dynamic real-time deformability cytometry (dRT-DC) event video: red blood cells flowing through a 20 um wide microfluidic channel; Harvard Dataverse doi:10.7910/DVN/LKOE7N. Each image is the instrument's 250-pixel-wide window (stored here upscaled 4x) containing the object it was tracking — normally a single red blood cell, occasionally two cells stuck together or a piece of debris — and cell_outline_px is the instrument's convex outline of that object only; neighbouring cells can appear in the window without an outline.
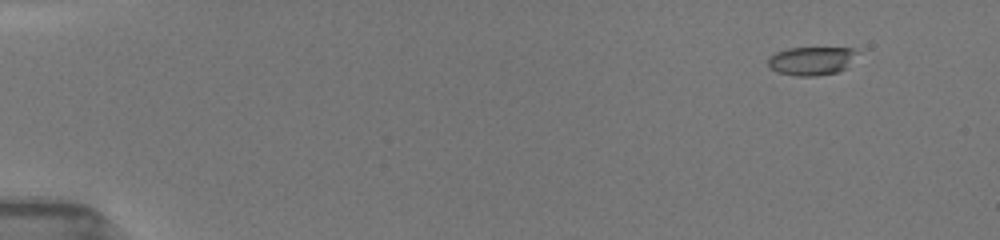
{"species": "common noctule bat (a hibernating species)", "species_latin": "Nyctalus noctula", "temperature_condition": "room temperature", "stored_images_in_passage": 7, "camera_frame_rate_fps": 3000, "um_per_image_px": 0.085, "animal": {"sex": "female", "body_mass_g": 19.5, "forearm_length_mm": 54.1}, "frame": {"image": 1, "passage_image": 3, "time_ms": 1.667, "image_size_px": [1000, 240], "cell_outline_px": [[856, 52], [848, 68], [836, 72], [816, 76], [796, 76], [776, 72], [768, 68], [768, 56], [776, 52], [788, 48], [856, 48]], "centroid_in_image_um": [68.93, 5.18], "position_along_channel_um": 16.1, "area_um2": 14.91}}
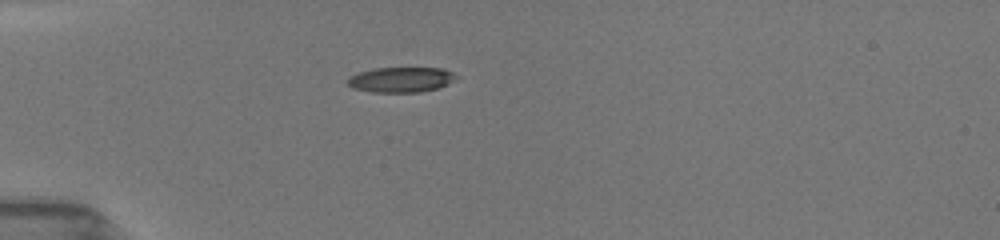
{"frame": {"image": 2, "passage_image": 7, "time_ms": 5.333, "image_size_px": [1000, 240], "cell_outline_px": [[460, 76], [456, 80], [440, 88], [420, 92], [372, 92], [352, 88], [348, 84], [348, 76], [360, 72], [376, 68], [444, 68]], "centroid_in_image_um": [34.14, 6.77], "position_along_channel_um": 50.9, "area_um2": 16.13}}